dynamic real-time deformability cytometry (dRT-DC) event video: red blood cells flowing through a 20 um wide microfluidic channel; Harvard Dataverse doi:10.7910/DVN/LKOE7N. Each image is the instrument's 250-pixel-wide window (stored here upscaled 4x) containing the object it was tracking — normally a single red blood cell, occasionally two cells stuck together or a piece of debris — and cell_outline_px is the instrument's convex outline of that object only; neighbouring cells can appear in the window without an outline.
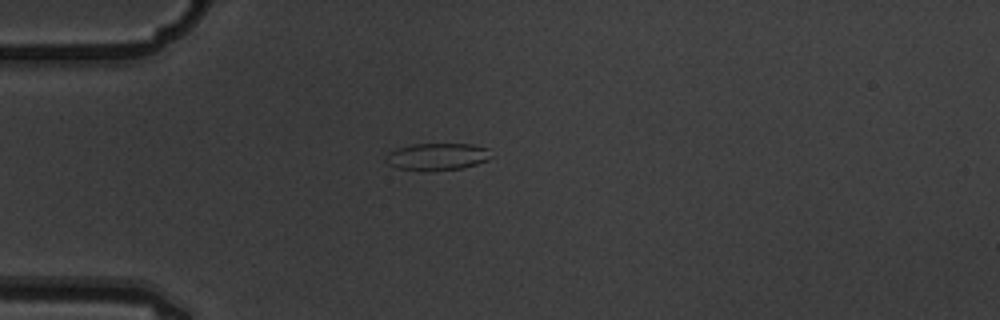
{"species": "common noctule bat (a hibernating species)", "species_latin": "Nyctalus noctula", "temperature_condition": "warm", "stored_images_in_passage": 3, "camera_frame_rate_fps": 3000, "um_per_image_px": 0.085, "animal": {"sex": "male", "body_mass_g": 19.5, "forearm_length_mm": 54.6}, "frame": {"image": 1, "passage_image": 1, "time_ms": 0.0, "image_size_px": [1000, 320], "cell_outline_px": [[492, 156], [488, 160], [476, 164], [460, 168], [432, 172], [424, 172], [396, 168], [388, 164], [384, 160], [384, 156], [388, 152], [396, 148], [412, 144], [472, 144], [488, 148]], "centroid_in_image_um": [37.11, 13.33], "position_along_channel_um": 47.9, "area_um2": 17.11}}
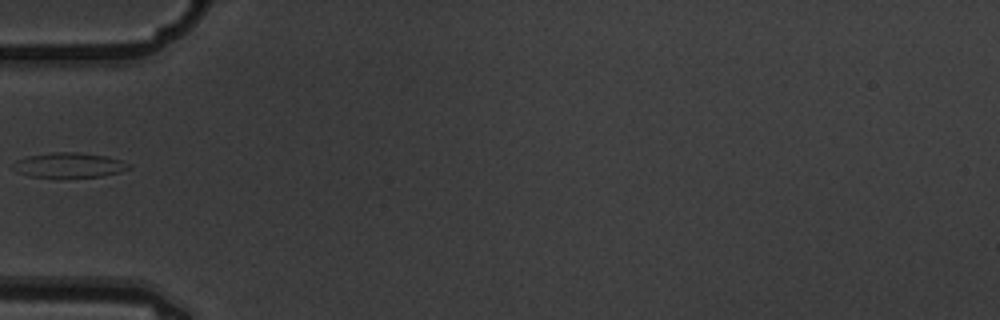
{"frame": {"image": 2, "passage_image": 2, "time_ms": 0.333, "image_size_px": [1000, 320], "cell_outline_px": [[132, 168], [120, 172], [100, 176], [28, 176], [16, 172], [12, 168], [12, 164], [16, 160], [28, 156], [52, 152], [80, 152], [108, 156], [132, 164]], "centroid_in_image_um": [5.89, 14.01], "position_along_channel_um": 79.1, "area_um2": 16.7}}
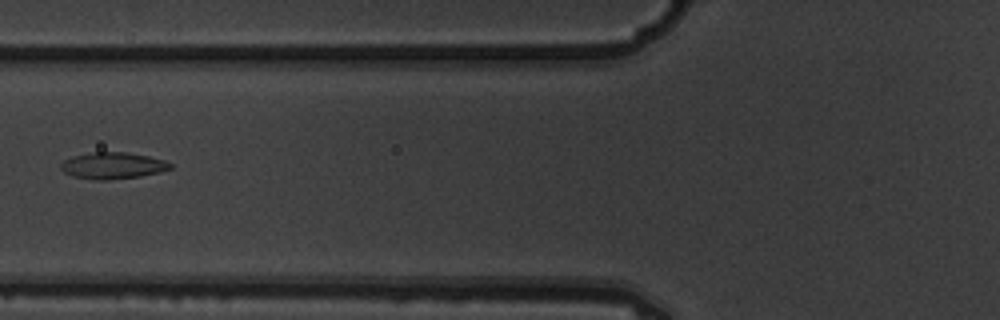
{"frame": {"image": 3, "passage_image": 3, "time_ms": 0.667, "image_size_px": [1000, 320], "cell_outline_px": [[172, 168], [160, 172], [140, 176], [108, 180], [92, 180], [72, 176], [64, 172], [60, 168], [60, 164], [64, 160], [72, 156], [92, 152], [128, 152], [148, 156], [164, 160], [172, 164]], "centroid_in_image_um": [9.56, 14.08], "position_along_channel_um": 116.2, "area_um2": 17.05}}